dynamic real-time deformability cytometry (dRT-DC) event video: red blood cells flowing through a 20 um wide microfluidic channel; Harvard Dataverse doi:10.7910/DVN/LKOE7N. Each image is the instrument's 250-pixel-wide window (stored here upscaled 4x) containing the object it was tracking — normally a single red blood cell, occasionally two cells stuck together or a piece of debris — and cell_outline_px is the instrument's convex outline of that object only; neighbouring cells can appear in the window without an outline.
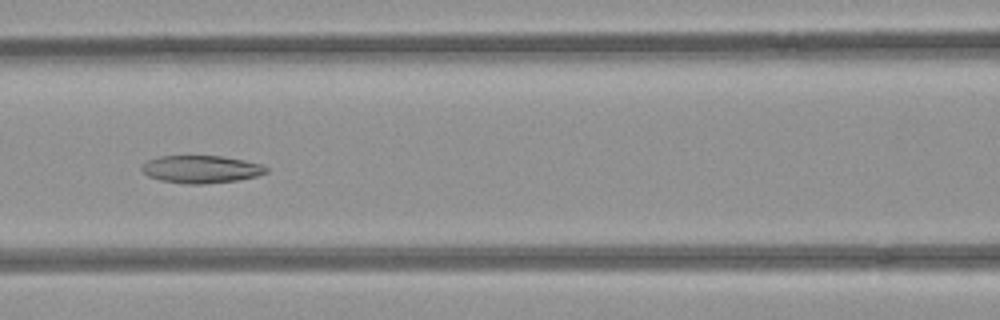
{"species": "common noctule bat (a hibernating species)", "species_latin": "Nyctalus noctula", "temperature_condition": "room temperature", "stored_images_in_passage": 5, "camera_frame_rate_fps": 3000, "um_per_image_px": 0.085, "animal": {"sex": "female", "body_mass_g": 21.9}, "frame": {"image": 1, "passage_image": 5, "time_ms": 1.333, "image_size_px": [1000, 320], "cell_outline_px": [[268, 172], [256, 176], [236, 180], [204, 184], [184, 184], [160, 180], [148, 176], [140, 168], [148, 160], [160, 156], [220, 156], [244, 160], [260, 164], [268, 168]], "centroid_in_image_um": [17.08, 14.39], "position_along_channel_um": 149.5, "area_um2": 19.88}}